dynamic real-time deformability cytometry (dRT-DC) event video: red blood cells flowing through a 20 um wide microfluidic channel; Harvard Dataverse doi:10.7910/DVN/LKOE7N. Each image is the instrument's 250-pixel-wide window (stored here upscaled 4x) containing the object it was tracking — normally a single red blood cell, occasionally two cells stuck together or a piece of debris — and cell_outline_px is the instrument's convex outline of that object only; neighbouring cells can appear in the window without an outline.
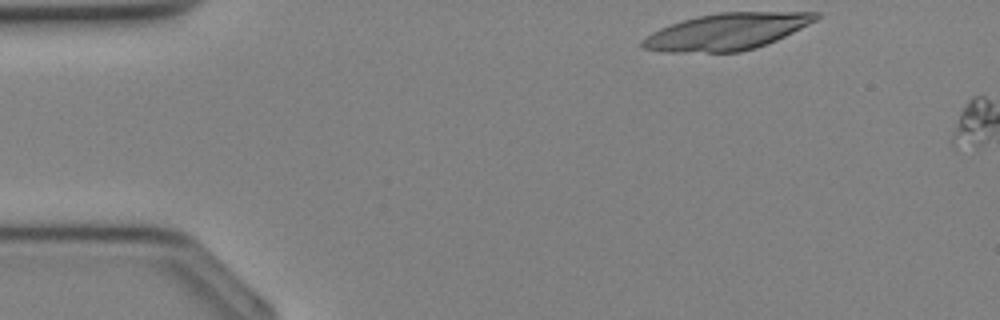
{"species": "Egyptian fruit bat (a non-hibernating species)", "species_latin": "Rousettus aegyptiacus", "temperature_condition": "cold", "stored_images_in_passage": 2, "camera_frame_rate_fps": 3000, "um_per_image_px": 0.085, "animal": {"sex": "female"}, "frame": {"image": 1, "passage_image": 1, "time_ms": 0.0, "image_size_px": [1000, 320], "cell_outline_px": [[820, 16], [816, 20], [776, 40], [756, 48], [740, 52], [664, 52], [644, 48], [640, 44], [640, 40], [652, 32], [660, 28], [684, 20], [700, 16], [720, 12], [820, 12]], "centroid_in_image_um": [61.76, 2.69], "position_along_channel_um": 23.2, "area_um2": 36.65}}